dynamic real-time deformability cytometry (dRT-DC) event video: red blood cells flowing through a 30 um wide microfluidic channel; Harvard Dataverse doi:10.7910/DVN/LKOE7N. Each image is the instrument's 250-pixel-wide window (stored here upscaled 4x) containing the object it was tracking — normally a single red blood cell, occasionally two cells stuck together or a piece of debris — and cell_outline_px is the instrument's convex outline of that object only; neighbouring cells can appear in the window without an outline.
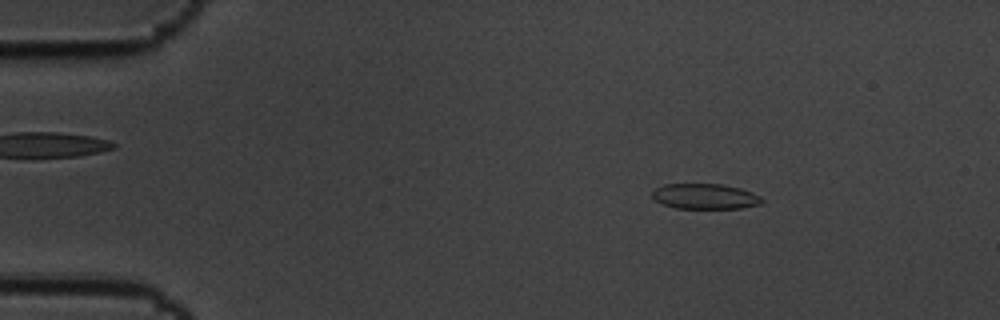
{"species": "common noctule bat (a hibernating species)", "species_latin": "Nyctalus noctula", "temperature_condition": "cold", "stored_images_in_passage": 58, "camera_frame_rate_fps": 3000, "um_per_image_px": 0.085, "animal": {"sex": "male", "body_mass_g": 19.5, "forearm_length_mm": 54.6}, "frame": {"image": 1, "passage_image": 9, "time_ms": 2.667, "image_size_px": [1000, 320], "cell_outline_px": [[764, 200], [760, 204], [740, 208], [676, 208], [664, 204], [656, 200], [652, 196], [652, 192], [656, 188], [664, 184], [724, 184], [740, 188], [752, 192], [760, 196]], "centroid_in_image_um": [59.95, 16.68], "position_along_channel_um": 25.1, "area_um2": 16.13}}
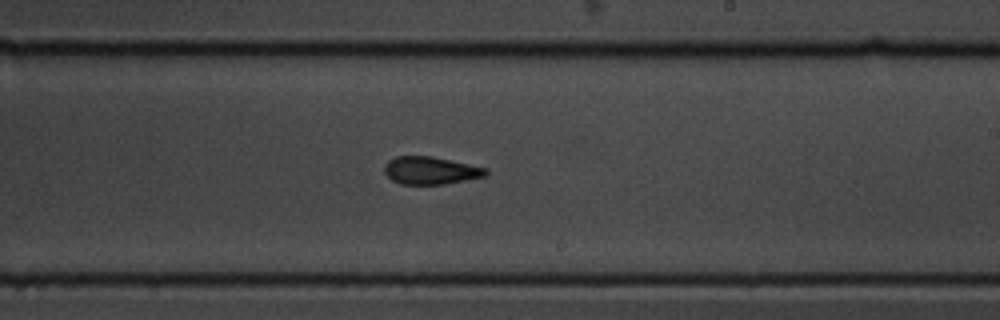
{"frame": {"image": 2, "passage_image": 35, "time_ms": 11.333, "image_size_px": [1000, 320], "cell_outline_px": [[488, 176], [444, 184], [400, 184], [392, 180], [384, 172], [384, 164], [388, 160], [396, 156], [432, 156], [488, 168]], "centroid_in_image_um": [36.61, 14.49], "position_along_channel_um": 252.4, "area_um2": 16.47}}
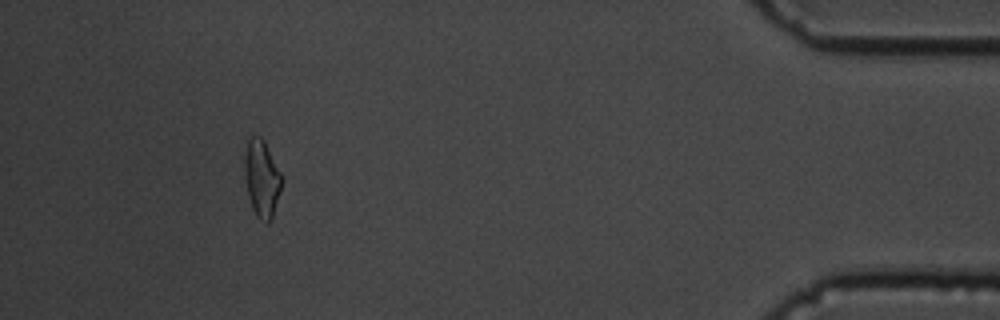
{"frame": {"image": 3, "passage_image": 54, "time_ms": 17.667, "image_size_px": [1000, 320], "cell_outline_px": [[280, 192], [272, 220], [268, 224], [260, 220], [256, 216], [252, 208], [248, 196], [244, 176], [244, 156], [248, 140], [252, 136], [260, 136], [264, 140], [280, 172]], "centroid_in_image_um": [22.23, 15.21], "position_along_channel_um": 413.0, "area_um2": 16.65}, "authors_computed_cell_mechanics": {"area_um2": 16.9932, "velocity_mm_per_s": 3.4461, "shape_relaxation_time_tau1_ms": 6.7459, "shape_relaxation_time_tau2_ms": 3.0989, "deformation_change_tau1": 0.1263, "deformation_change_tau2": 0.0941}}